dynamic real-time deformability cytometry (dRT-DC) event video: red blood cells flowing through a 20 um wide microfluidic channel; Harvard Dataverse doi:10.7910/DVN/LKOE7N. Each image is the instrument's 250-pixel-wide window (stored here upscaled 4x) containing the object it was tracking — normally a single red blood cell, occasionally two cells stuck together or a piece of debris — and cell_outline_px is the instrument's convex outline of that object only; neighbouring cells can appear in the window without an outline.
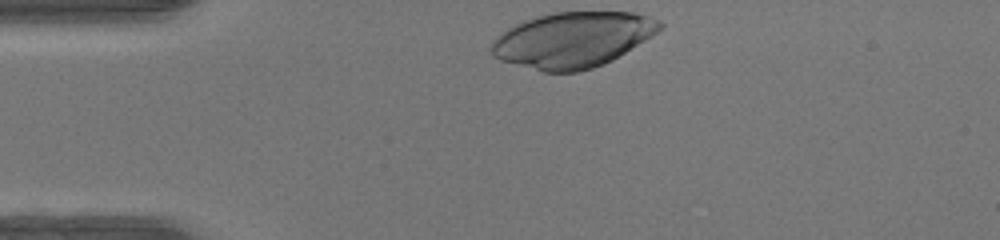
{"species": "human", "species_latin": "Homo sapiens", "temperature_condition": "warm", "stored_images_in_passage": 29, "camera_frame_rate_fps": 3000, "um_per_image_px": 0.085, "donor": {"sex": "female"}, "frame": {"image": 1, "passage_image": 1, "time_ms": 0.0, "image_size_px": [1000, 240], "cell_outline_px": [[664, 24], [656, 32], [644, 40], [612, 60], [604, 64], [592, 68], [576, 72], [544, 72], [500, 60], [492, 56], [488, 48], [492, 40], [500, 32], [524, 20], [552, 12], [632, 12], [648, 16], [660, 20]], "centroid_in_image_um": [48.62, 3.38], "position_along_channel_um": 36.4, "area_um2": 54.33}}
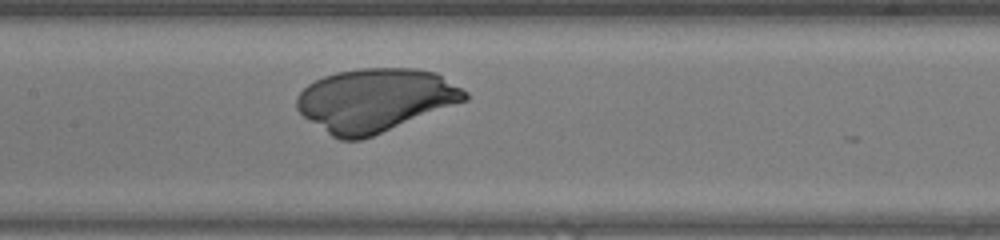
{"frame": {"image": 2, "passage_image": 14, "time_ms": 4.333, "image_size_px": [1000, 240], "cell_outline_px": [[468, 100], [372, 136], [360, 140], [340, 140], [332, 136], [304, 116], [296, 108], [296, 96], [308, 84], [324, 76], [336, 72], [360, 68], [416, 68], [436, 72], [468, 92]], "centroid_in_image_um": [31.9, 8.5], "position_along_channel_um": 175.5, "area_um2": 61.79}}
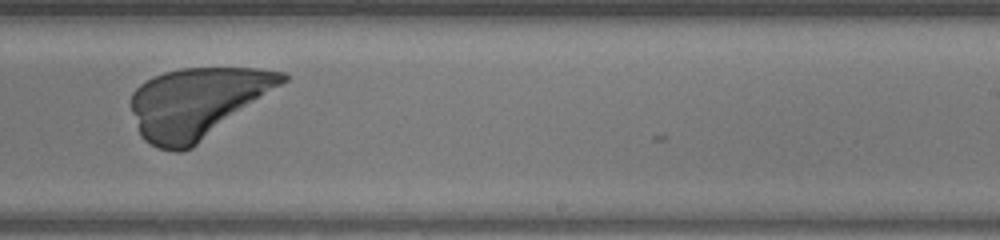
{"frame": {"image": 3, "passage_image": 21, "time_ms": 6.667, "image_size_px": [1000, 240], "cell_outline_px": [[288, 80], [192, 148], [180, 152], [172, 152], [160, 148], [144, 140], [140, 136], [132, 112], [132, 92], [140, 84], [164, 72], [180, 68], [260, 68], [284, 72], [288, 76]], "centroid_in_image_um": [16.76, 8.73], "position_along_channel_um": 272.2, "area_um2": 61.38}}